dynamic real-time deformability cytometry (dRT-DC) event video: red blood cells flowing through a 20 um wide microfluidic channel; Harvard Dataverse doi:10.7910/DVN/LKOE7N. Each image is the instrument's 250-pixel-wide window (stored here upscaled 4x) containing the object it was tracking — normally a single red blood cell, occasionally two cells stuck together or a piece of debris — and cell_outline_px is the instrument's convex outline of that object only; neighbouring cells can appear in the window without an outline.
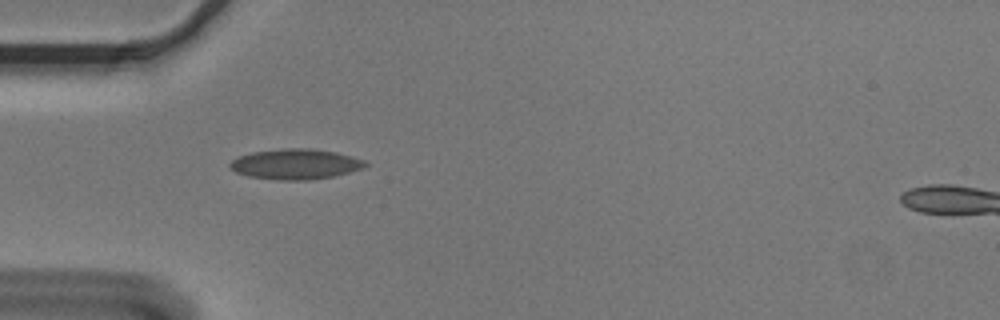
{"species": "Egyptian fruit bat (a non-hibernating species)", "species_latin": "Rousettus aegyptiacus", "temperature_condition": "cold", "stored_images_in_passage": 3, "camera_frame_rate_fps": 3000, "um_per_image_px": 0.085, "animal": {"sex": "male"}, "frame": {"image": 1, "passage_image": 1, "time_ms": 0.0, "image_size_px": [1000, 320], "cell_outline_px": [[368, 164], [364, 168], [332, 176], [308, 180], [280, 180], [248, 176], [236, 172], [228, 164], [232, 160], [240, 156], [252, 152], [284, 148], [308, 148], [336, 152], [364, 160]], "centroid_in_image_um": [25.11, 13.94], "position_along_channel_um": 59.9, "area_um2": 23.7}}